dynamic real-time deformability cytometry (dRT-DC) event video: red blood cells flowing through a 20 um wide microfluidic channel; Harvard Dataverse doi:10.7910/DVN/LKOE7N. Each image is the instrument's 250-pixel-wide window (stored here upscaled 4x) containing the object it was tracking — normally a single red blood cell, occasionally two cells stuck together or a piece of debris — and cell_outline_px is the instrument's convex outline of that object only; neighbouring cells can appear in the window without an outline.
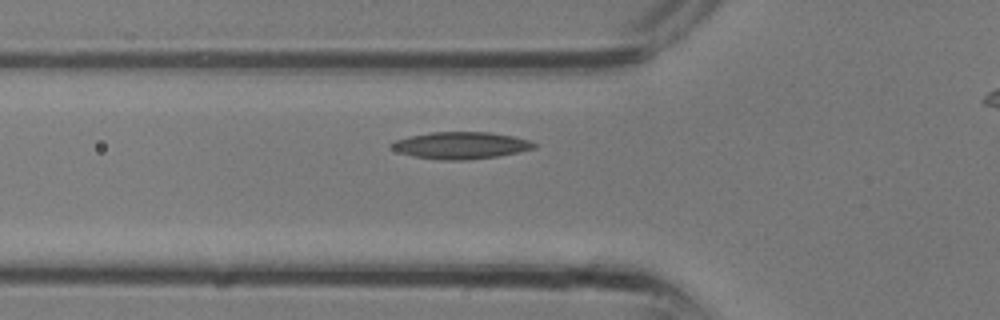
{"species": "common noctule bat (a hibernating species)", "species_latin": "Nyctalus noctula", "temperature_condition": "room temperature", "stored_images_in_passage": 10, "camera_frame_rate_fps": 3000, "um_per_image_px": 0.085, "animal": {"sex": "male", "body_mass_g": 13.3}, "frame": {"image": 1, "passage_image": 2, "time_ms": 0.333, "image_size_px": [1000, 320], "cell_outline_px": [[536, 148], [520, 152], [500, 156], [468, 160], [444, 160], [412, 156], [400, 152], [392, 148], [388, 144], [396, 140], [408, 136], [432, 132], [492, 132], [512, 136], [528, 140], [536, 144]], "centroid_in_image_um": [39.18, 12.36], "position_along_channel_um": 86.6, "area_um2": 22.48}}
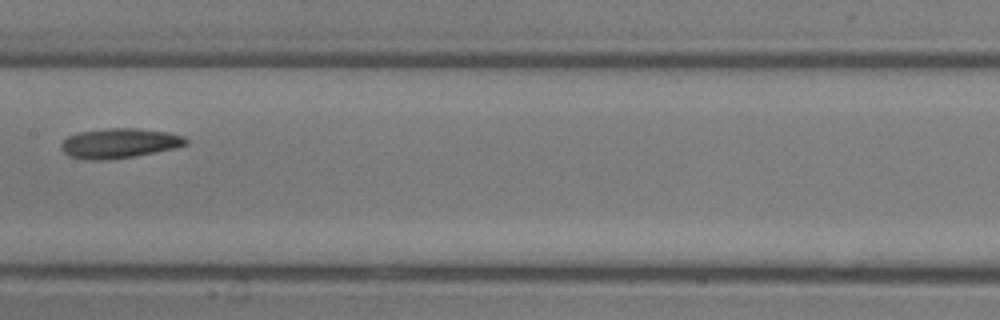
{"frame": {"image": 2, "passage_image": 7, "time_ms": 2.0, "image_size_px": [1000, 320], "cell_outline_px": [[188, 144], [176, 148], [132, 156], [108, 160], [88, 160], [68, 156], [60, 148], [60, 144], [68, 136], [80, 132], [108, 128], [136, 128], [168, 132], [184, 136], [188, 140]], "centroid_in_image_um": [10.14, 12.17], "position_along_channel_um": 197.3, "area_um2": 21.68}}
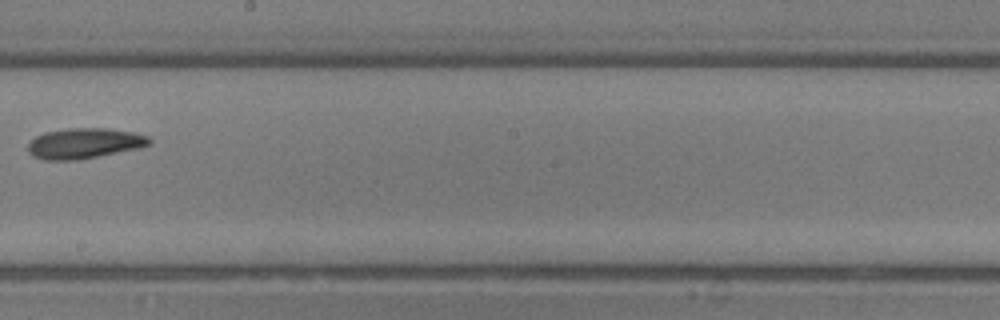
{"frame": {"image": 3, "passage_image": 9, "time_ms": 2.667, "image_size_px": [1000, 320], "cell_outline_px": [[152, 140], [148, 144], [140, 148], [80, 160], [44, 160], [32, 156], [28, 152], [28, 144], [36, 136], [44, 132], [68, 128], [108, 128], [136, 132], [148, 136]], "centroid_in_image_um": [7.18, 12.18], "position_along_channel_um": 241.0, "area_um2": 21.79}}